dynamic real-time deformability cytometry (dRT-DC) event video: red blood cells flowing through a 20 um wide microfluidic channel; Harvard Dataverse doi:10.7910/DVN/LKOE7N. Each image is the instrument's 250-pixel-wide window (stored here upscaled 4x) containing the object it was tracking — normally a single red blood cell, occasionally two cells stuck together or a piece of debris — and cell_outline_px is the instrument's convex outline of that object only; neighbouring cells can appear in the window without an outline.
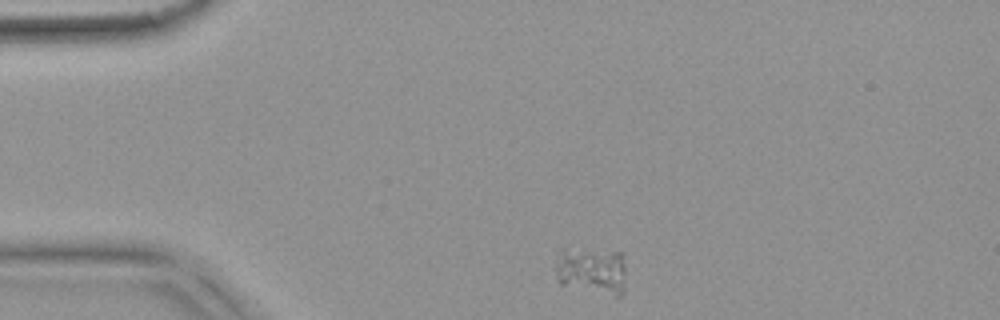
{"species": "common noctule bat (a hibernating species)", "species_latin": "Nyctalus noctula", "temperature_condition": "warm", "stored_images_in_passage": 46, "camera_frame_rate_fps": 3000, "um_per_image_px": 0.085, "animal": {"sex": "female", "body_mass_g": 18.4}, "frame": {"image": 1, "passage_image": 1, "time_ms": 0.0, "image_size_px": [1000, 320], "cell_outline_px": [[624, 292], [620, 296], [616, 296], [560, 284], [556, 280], [556, 252], [560, 248], [564, 248], [624, 252]], "centroid_in_image_um": [50.27, 22.97], "position_along_channel_um": 34.7, "area_um2": 19.77}}
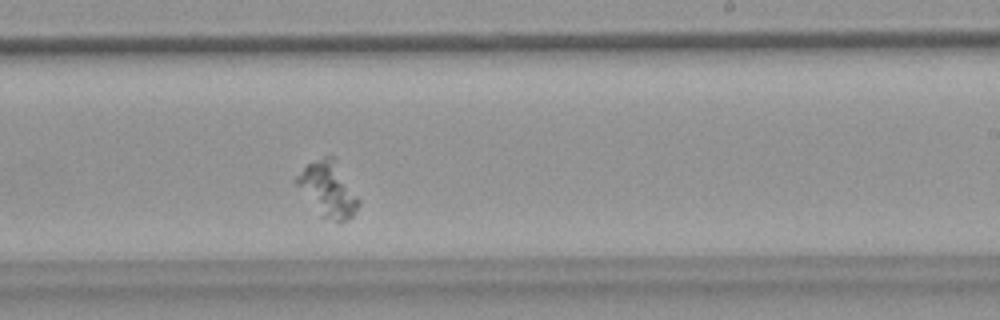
{"frame": {"image": 2, "passage_image": 24, "time_ms": 7.667, "image_size_px": [1000, 320], "cell_outline_px": [[360, 204], [352, 216], [348, 220], [340, 224], [320, 216], [292, 180], [308, 164], [324, 156], [332, 156], [336, 160], [360, 200]], "centroid_in_image_um": [27.89, 16.13], "position_along_channel_um": 261.1, "area_um2": 19.94}}
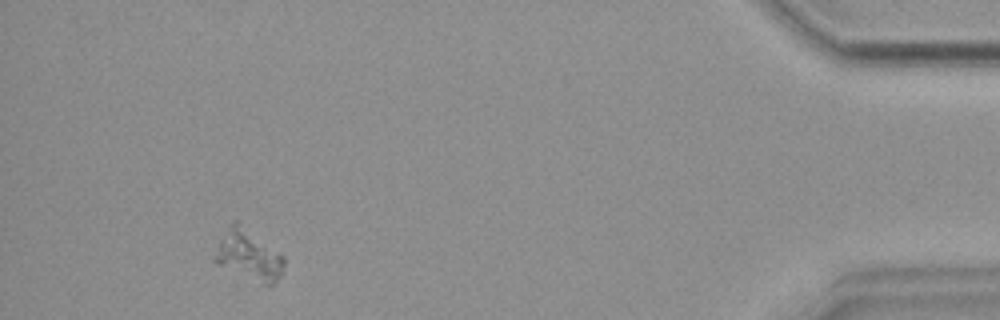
{"frame": {"image": 3, "passage_image": 42, "time_ms": 13.667, "image_size_px": [1000, 320], "cell_outline_px": [[284, 264], [280, 276], [272, 284], [268, 284], [216, 264], [212, 260], [212, 256], [228, 224], [232, 220], [240, 220], [284, 256]], "centroid_in_image_um": [21.1, 21.58], "position_along_channel_um": 414.1, "area_um2": 20.17}}